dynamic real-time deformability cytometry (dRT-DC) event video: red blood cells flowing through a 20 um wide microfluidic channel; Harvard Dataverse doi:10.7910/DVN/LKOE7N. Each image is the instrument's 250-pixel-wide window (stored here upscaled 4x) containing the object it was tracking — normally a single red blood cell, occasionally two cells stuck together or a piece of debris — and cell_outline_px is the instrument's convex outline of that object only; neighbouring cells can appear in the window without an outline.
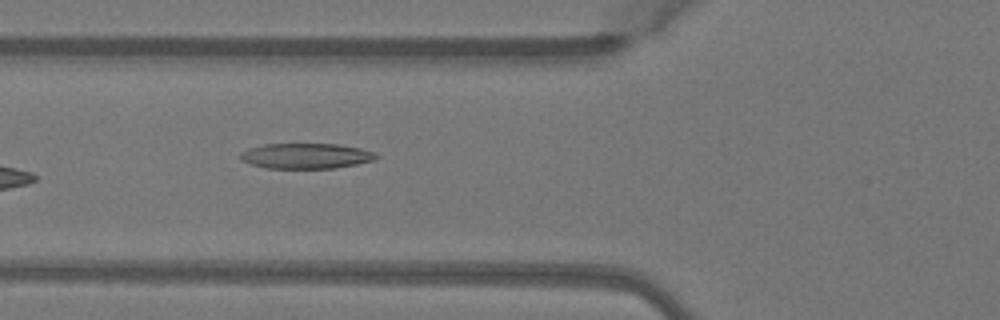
{"species": "Egyptian fruit bat (a non-hibernating species)", "species_latin": "Rousettus aegyptiacus", "temperature_condition": "warm", "stored_images_in_passage": 6, "camera_frame_rate_fps": 3000, "um_per_image_px": 0.085, "animal": {"sex": "female"}, "frame": {"image": 1, "passage_image": 6, "time_ms": 1.667, "image_size_px": [1000, 320], "cell_outline_px": [[380, 156], [376, 160], [356, 164], [332, 168], [264, 168], [240, 160], [240, 152], [248, 148], [264, 144], [340, 144], [360, 148], [376, 152]], "centroid_in_image_um": [26.03, 13.25], "position_along_channel_um": 99.8, "area_um2": 20.23}}